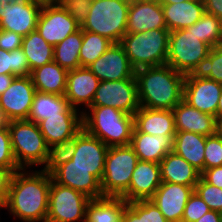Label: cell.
<instances>
[{"mask_svg": "<svg viewBox=\"0 0 222 222\" xmlns=\"http://www.w3.org/2000/svg\"><path fill=\"white\" fill-rule=\"evenodd\" d=\"M51 179L43 169L14 172L4 209L18 221L46 222Z\"/></svg>", "mask_w": 222, "mask_h": 222, "instance_id": "1", "label": "cell"}, {"mask_svg": "<svg viewBox=\"0 0 222 222\" xmlns=\"http://www.w3.org/2000/svg\"><path fill=\"white\" fill-rule=\"evenodd\" d=\"M140 107L172 110L183 99L185 75L168 64L135 70Z\"/></svg>", "mask_w": 222, "mask_h": 222, "instance_id": "2", "label": "cell"}, {"mask_svg": "<svg viewBox=\"0 0 222 222\" xmlns=\"http://www.w3.org/2000/svg\"><path fill=\"white\" fill-rule=\"evenodd\" d=\"M83 129L108 147L130 145L134 116L107 106H90L82 113Z\"/></svg>", "mask_w": 222, "mask_h": 222, "instance_id": "3", "label": "cell"}, {"mask_svg": "<svg viewBox=\"0 0 222 222\" xmlns=\"http://www.w3.org/2000/svg\"><path fill=\"white\" fill-rule=\"evenodd\" d=\"M169 36L168 29L126 33L120 44L123 46L131 66L137 70L166 64Z\"/></svg>", "mask_w": 222, "mask_h": 222, "instance_id": "4", "label": "cell"}, {"mask_svg": "<svg viewBox=\"0 0 222 222\" xmlns=\"http://www.w3.org/2000/svg\"><path fill=\"white\" fill-rule=\"evenodd\" d=\"M8 130L13 155L21 169L46 165L49 146L38 124L28 120H12L8 122Z\"/></svg>", "mask_w": 222, "mask_h": 222, "instance_id": "5", "label": "cell"}, {"mask_svg": "<svg viewBox=\"0 0 222 222\" xmlns=\"http://www.w3.org/2000/svg\"><path fill=\"white\" fill-rule=\"evenodd\" d=\"M129 6L130 0H92L81 29L120 43L126 34Z\"/></svg>", "mask_w": 222, "mask_h": 222, "instance_id": "6", "label": "cell"}, {"mask_svg": "<svg viewBox=\"0 0 222 222\" xmlns=\"http://www.w3.org/2000/svg\"><path fill=\"white\" fill-rule=\"evenodd\" d=\"M138 161L130 145L109 147L101 180L104 197L120 198L128 190Z\"/></svg>", "mask_w": 222, "mask_h": 222, "instance_id": "7", "label": "cell"}, {"mask_svg": "<svg viewBox=\"0 0 222 222\" xmlns=\"http://www.w3.org/2000/svg\"><path fill=\"white\" fill-rule=\"evenodd\" d=\"M211 48L210 45L199 40L193 28L173 30L169 36L166 64L187 75L203 58L209 55Z\"/></svg>", "mask_w": 222, "mask_h": 222, "instance_id": "8", "label": "cell"}, {"mask_svg": "<svg viewBox=\"0 0 222 222\" xmlns=\"http://www.w3.org/2000/svg\"><path fill=\"white\" fill-rule=\"evenodd\" d=\"M92 199L51 179L46 222H86L87 206Z\"/></svg>", "mask_w": 222, "mask_h": 222, "instance_id": "9", "label": "cell"}, {"mask_svg": "<svg viewBox=\"0 0 222 222\" xmlns=\"http://www.w3.org/2000/svg\"><path fill=\"white\" fill-rule=\"evenodd\" d=\"M91 106H107L134 116L140 107L136 79L100 81Z\"/></svg>", "mask_w": 222, "mask_h": 222, "instance_id": "10", "label": "cell"}, {"mask_svg": "<svg viewBox=\"0 0 222 222\" xmlns=\"http://www.w3.org/2000/svg\"><path fill=\"white\" fill-rule=\"evenodd\" d=\"M81 26L56 0H45L38 18L36 30L47 43L56 46Z\"/></svg>", "mask_w": 222, "mask_h": 222, "instance_id": "11", "label": "cell"}, {"mask_svg": "<svg viewBox=\"0 0 222 222\" xmlns=\"http://www.w3.org/2000/svg\"><path fill=\"white\" fill-rule=\"evenodd\" d=\"M108 149L99 138L88 134L82 128L76 134V150L69 160V166L86 168L101 182Z\"/></svg>", "mask_w": 222, "mask_h": 222, "instance_id": "12", "label": "cell"}, {"mask_svg": "<svg viewBox=\"0 0 222 222\" xmlns=\"http://www.w3.org/2000/svg\"><path fill=\"white\" fill-rule=\"evenodd\" d=\"M45 0H32L28 4L0 3V29L27 36L36 30Z\"/></svg>", "mask_w": 222, "mask_h": 222, "instance_id": "13", "label": "cell"}, {"mask_svg": "<svg viewBox=\"0 0 222 222\" xmlns=\"http://www.w3.org/2000/svg\"><path fill=\"white\" fill-rule=\"evenodd\" d=\"M35 92L31 76L14 78L10 87L0 95L2 110L8 121L27 120Z\"/></svg>", "mask_w": 222, "mask_h": 222, "instance_id": "14", "label": "cell"}, {"mask_svg": "<svg viewBox=\"0 0 222 222\" xmlns=\"http://www.w3.org/2000/svg\"><path fill=\"white\" fill-rule=\"evenodd\" d=\"M222 84L208 78L185 77L183 100L200 112L215 116Z\"/></svg>", "mask_w": 222, "mask_h": 222, "instance_id": "15", "label": "cell"}, {"mask_svg": "<svg viewBox=\"0 0 222 222\" xmlns=\"http://www.w3.org/2000/svg\"><path fill=\"white\" fill-rule=\"evenodd\" d=\"M100 81L136 79L123 46L113 43L95 62L88 66Z\"/></svg>", "mask_w": 222, "mask_h": 222, "instance_id": "16", "label": "cell"}, {"mask_svg": "<svg viewBox=\"0 0 222 222\" xmlns=\"http://www.w3.org/2000/svg\"><path fill=\"white\" fill-rule=\"evenodd\" d=\"M194 188L162 182L149 200L159 208L168 222H182L185 205L193 194Z\"/></svg>", "mask_w": 222, "mask_h": 222, "instance_id": "17", "label": "cell"}, {"mask_svg": "<svg viewBox=\"0 0 222 222\" xmlns=\"http://www.w3.org/2000/svg\"><path fill=\"white\" fill-rule=\"evenodd\" d=\"M167 29L159 0H130L126 33Z\"/></svg>", "mask_w": 222, "mask_h": 222, "instance_id": "18", "label": "cell"}, {"mask_svg": "<svg viewBox=\"0 0 222 222\" xmlns=\"http://www.w3.org/2000/svg\"><path fill=\"white\" fill-rule=\"evenodd\" d=\"M99 82L100 80L88 67L69 70L65 97L71 107L80 110L82 105L86 107L81 112L87 111L92 105Z\"/></svg>", "mask_w": 222, "mask_h": 222, "instance_id": "19", "label": "cell"}, {"mask_svg": "<svg viewBox=\"0 0 222 222\" xmlns=\"http://www.w3.org/2000/svg\"><path fill=\"white\" fill-rule=\"evenodd\" d=\"M51 176L56 183L77 190L92 200L104 198L101 182L86 168L69 166L68 161L58 166Z\"/></svg>", "mask_w": 222, "mask_h": 222, "instance_id": "20", "label": "cell"}, {"mask_svg": "<svg viewBox=\"0 0 222 222\" xmlns=\"http://www.w3.org/2000/svg\"><path fill=\"white\" fill-rule=\"evenodd\" d=\"M160 168L157 163L138 161L132 173L128 190L120 197L126 203L149 200L161 185Z\"/></svg>", "mask_w": 222, "mask_h": 222, "instance_id": "21", "label": "cell"}, {"mask_svg": "<svg viewBox=\"0 0 222 222\" xmlns=\"http://www.w3.org/2000/svg\"><path fill=\"white\" fill-rule=\"evenodd\" d=\"M176 131L198 133L212 136L217 133L215 116L200 112L183 99L172 109Z\"/></svg>", "mask_w": 222, "mask_h": 222, "instance_id": "22", "label": "cell"}, {"mask_svg": "<svg viewBox=\"0 0 222 222\" xmlns=\"http://www.w3.org/2000/svg\"><path fill=\"white\" fill-rule=\"evenodd\" d=\"M174 137L141 133L134 127L130 146L140 161L158 164L169 152L173 151Z\"/></svg>", "mask_w": 222, "mask_h": 222, "instance_id": "23", "label": "cell"}, {"mask_svg": "<svg viewBox=\"0 0 222 222\" xmlns=\"http://www.w3.org/2000/svg\"><path fill=\"white\" fill-rule=\"evenodd\" d=\"M134 127L150 135L175 136V121L172 110L139 107L134 114Z\"/></svg>", "mask_w": 222, "mask_h": 222, "instance_id": "24", "label": "cell"}, {"mask_svg": "<svg viewBox=\"0 0 222 222\" xmlns=\"http://www.w3.org/2000/svg\"><path fill=\"white\" fill-rule=\"evenodd\" d=\"M47 145L62 142L75 136L82 128V114H59L49 116L38 124Z\"/></svg>", "mask_w": 222, "mask_h": 222, "instance_id": "25", "label": "cell"}, {"mask_svg": "<svg viewBox=\"0 0 222 222\" xmlns=\"http://www.w3.org/2000/svg\"><path fill=\"white\" fill-rule=\"evenodd\" d=\"M161 6L170 32L190 27L205 13L203 0H188L181 3L161 4Z\"/></svg>", "mask_w": 222, "mask_h": 222, "instance_id": "26", "label": "cell"}, {"mask_svg": "<svg viewBox=\"0 0 222 222\" xmlns=\"http://www.w3.org/2000/svg\"><path fill=\"white\" fill-rule=\"evenodd\" d=\"M158 165L162 182L195 187L201 177L200 171L174 151L169 152Z\"/></svg>", "mask_w": 222, "mask_h": 222, "instance_id": "27", "label": "cell"}, {"mask_svg": "<svg viewBox=\"0 0 222 222\" xmlns=\"http://www.w3.org/2000/svg\"><path fill=\"white\" fill-rule=\"evenodd\" d=\"M79 111L80 110L71 107L65 95L36 91L27 120L39 124L49 116L82 114V112Z\"/></svg>", "mask_w": 222, "mask_h": 222, "instance_id": "28", "label": "cell"}, {"mask_svg": "<svg viewBox=\"0 0 222 222\" xmlns=\"http://www.w3.org/2000/svg\"><path fill=\"white\" fill-rule=\"evenodd\" d=\"M206 137L198 133L176 131L173 151L202 172L204 170Z\"/></svg>", "mask_w": 222, "mask_h": 222, "instance_id": "29", "label": "cell"}, {"mask_svg": "<svg viewBox=\"0 0 222 222\" xmlns=\"http://www.w3.org/2000/svg\"><path fill=\"white\" fill-rule=\"evenodd\" d=\"M68 71L52 61L31 72L36 91L65 95Z\"/></svg>", "mask_w": 222, "mask_h": 222, "instance_id": "30", "label": "cell"}, {"mask_svg": "<svg viewBox=\"0 0 222 222\" xmlns=\"http://www.w3.org/2000/svg\"><path fill=\"white\" fill-rule=\"evenodd\" d=\"M21 49L28 59L30 72L53 61L54 47L37 30L23 37Z\"/></svg>", "mask_w": 222, "mask_h": 222, "instance_id": "31", "label": "cell"}, {"mask_svg": "<svg viewBox=\"0 0 222 222\" xmlns=\"http://www.w3.org/2000/svg\"><path fill=\"white\" fill-rule=\"evenodd\" d=\"M126 204L122 198L93 199L87 206L86 222H121Z\"/></svg>", "mask_w": 222, "mask_h": 222, "instance_id": "32", "label": "cell"}, {"mask_svg": "<svg viewBox=\"0 0 222 222\" xmlns=\"http://www.w3.org/2000/svg\"><path fill=\"white\" fill-rule=\"evenodd\" d=\"M83 30L67 36L62 42L54 46L53 61L67 71L80 67L79 53L82 46Z\"/></svg>", "mask_w": 222, "mask_h": 222, "instance_id": "33", "label": "cell"}, {"mask_svg": "<svg viewBox=\"0 0 222 222\" xmlns=\"http://www.w3.org/2000/svg\"><path fill=\"white\" fill-rule=\"evenodd\" d=\"M113 44L112 41L97 33L83 30L82 46L80 48V67H88L105 53Z\"/></svg>", "mask_w": 222, "mask_h": 222, "instance_id": "34", "label": "cell"}, {"mask_svg": "<svg viewBox=\"0 0 222 222\" xmlns=\"http://www.w3.org/2000/svg\"><path fill=\"white\" fill-rule=\"evenodd\" d=\"M185 77L208 78L222 84V44L211 48L209 55Z\"/></svg>", "mask_w": 222, "mask_h": 222, "instance_id": "35", "label": "cell"}, {"mask_svg": "<svg viewBox=\"0 0 222 222\" xmlns=\"http://www.w3.org/2000/svg\"><path fill=\"white\" fill-rule=\"evenodd\" d=\"M188 28H193L199 40L212 48L222 44V19L214 15L205 12L195 24Z\"/></svg>", "mask_w": 222, "mask_h": 222, "instance_id": "36", "label": "cell"}, {"mask_svg": "<svg viewBox=\"0 0 222 222\" xmlns=\"http://www.w3.org/2000/svg\"><path fill=\"white\" fill-rule=\"evenodd\" d=\"M0 74L30 76V67L22 49L8 52L0 49Z\"/></svg>", "mask_w": 222, "mask_h": 222, "instance_id": "37", "label": "cell"}, {"mask_svg": "<svg viewBox=\"0 0 222 222\" xmlns=\"http://www.w3.org/2000/svg\"><path fill=\"white\" fill-rule=\"evenodd\" d=\"M76 150V135L49 147L48 161L42 169L51 174L58 166L72 159Z\"/></svg>", "mask_w": 222, "mask_h": 222, "instance_id": "38", "label": "cell"}, {"mask_svg": "<svg viewBox=\"0 0 222 222\" xmlns=\"http://www.w3.org/2000/svg\"><path fill=\"white\" fill-rule=\"evenodd\" d=\"M194 191L204 200L208 207L222 213V188L207 183L200 177Z\"/></svg>", "mask_w": 222, "mask_h": 222, "instance_id": "39", "label": "cell"}, {"mask_svg": "<svg viewBox=\"0 0 222 222\" xmlns=\"http://www.w3.org/2000/svg\"><path fill=\"white\" fill-rule=\"evenodd\" d=\"M222 166V136L217 132L206 137L204 152V170Z\"/></svg>", "mask_w": 222, "mask_h": 222, "instance_id": "40", "label": "cell"}, {"mask_svg": "<svg viewBox=\"0 0 222 222\" xmlns=\"http://www.w3.org/2000/svg\"><path fill=\"white\" fill-rule=\"evenodd\" d=\"M0 168L21 169L14 158L7 125H0Z\"/></svg>", "mask_w": 222, "mask_h": 222, "instance_id": "41", "label": "cell"}, {"mask_svg": "<svg viewBox=\"0 0 222 222\" xmlns=\"http://www.w3.org/2000/svg\"><path fill=\"white\" fill-rule=\"evenodd\" d=\"M82 26L88 16L92 0H56Z\"/></svg>", "mask_w": 222, "mask_h": 222, "instance_id": "42", "label": "cell"}, {"mask_svg": "<svg viewBox=\"0 0 222 222\" xmlns=\"http://www.w3.org/2000/svg\"><path fill=\"white\" fill-rule=\"evenodd\" d=\"M210 210L204 200L194 191L185 205L182 222H196Z\"/></svg>", "mask_w": 222, "mask_h": 222, "instance_id": "43", "label": "cell"}, {"mask_svg": "<svg viewBox=\"0 0 222 222\" xmlns=\"http://www.w3.org/2000/svg\"><path fill=\"white\" fill-rule=\"evenodd\" d=\"M23 36L12 31L0 29V49L11 52L21 48Z\"/></svg>", "mask_w": 222, "mask_h": 222, "instance_id": "44", "label": "cell"}, {"mask_svg": "<svg viewBox=\"0 0 222 222\" xmlns=\"http://www.w3.org/2000/svg\"><path fill=\"white\" fill-rule=\"evenodd\" d=\"M142 222H168L159 208L150 200H142Z\"/></svg>", "mask_w": 222, "mask_h": 222, "instance_id": "45", "label": "cell"}, {"mask_svg": "<svg viewBox=\"0 0 222 222\" xmlns=\"http://www.w3.org/2000/svg\"><path fill=\"white\" fill-rule=\"evenodd\" d=\"M121 222H142V200L131 201L124 206Z\"/></svg>", "mask_w": 222, "mask_h": 222, "instance_id": "46", "label": "cell"}, {"mask_svg": "<svg viewBox=\"0 0 222 222\" xmlns=\"http://www.w3.org/2000/svg\"><path fill=\"white\" fill-rule=\"evenodd\" d=\"M19 170L21 169L0 168V209L6 205L12 176L14 172Z\"/></svg>", "mask_w": 222, "mask_h": 222, "instance_id": "47", "label": "cell"}, {"mask_svg": "<svg viewBox=\"0 0 222 222\" xmlns=\"http://www.w3.org/2000/svg\"><path fill=\"white\" fill-rule=\"evenodd\" d=\"M201 177L211 185L222 188V166L205 169L201 172Z\"/></svg>", "mask_w": 222, "mask_h": 222, "instance_id": "48", "label": "cell"}, {"mask_svg": "<svg viewBox=\"0 0 222 222\" xmlns=\"http://www.w3.org/2000/svg\"><path fill=\"white\" fill-rule=\"evenodd\" d=\"M205 12L222 19V0H203Z\"/></svg>", "mask_w": 222, "mask_h": 222, "instance_id": "49", "label": "cell"}, {"mask_svg": "<svg viewBox=\"0 0 222 222\" xmlns=\"http://www.w3.org/2000/svg\"><path fill=\"white\" fill-rule=\"evenodd\" d=\"M196 222H222V213L210 210Z\"/></svg>", "mask_w": 222, "mask_h": 222, "instance_id": "50", "label": "cell"}, {"mask_svg": "<svg viewBox=\"0 0 222 222\" xmlns=\"http://www.w3.org/2000/svg\"><path fill=\"white\" fill-rule=\"evenodd\" d=\"M15 77L14 75L0 74V95L10 87Z\"/></svg>", "mask_w": 222, "mask_h": 222, "instance_id": "51", "label": "cell"}, {"mask_svg": "<svg viewBox=\"0 0 222 222\" xmlns=\"http://www.w3.org/2000/svg\"><path fill=\"white\" fill-rule=\"evenodd\" d=\"M222 118V90L219 97L218 108H217V121Z\"/></svg>", "mask_w": 222, "mask_h": 222, "instance_id": "52", "label": "cell"}, {"mask_svg": "<svg viewBox=\"0 0 222 222\" xmlns=\"http://www.w3.org/2000/svg\"><path fill=\"white\" fill-rule=\"evenodd\" d=\"M32 0H0V3H18V4H28Z\"/></svg>", "mask_w": 222, "mask_h": 222, "instance_id": "53", "label": "cell"}, {"mask_svg": "<svg viewBox=\"0 0 222 222\" xmlns=\"http://www.w3.org/2000/svg\"><path fill=\"white\" fill-rule=\"evenodd\" d=\"M8 122L9 121L7 120V118L5 117V115L3 113L2 106H1V103H0V125H7Z\"/></svg>", "mask_w": 222, "mask_h": 222, "instance_id": "54", "label": "cell"}, {"mask_svg": "<svg viewBox=\"0 0 222 222\" xmlns=\"http://www.w3.org/2000/svg\"><path fill=\"white\" fill-rule=\"evenodd\" d=\"M188 0H159L161 4H174V3H181Z\"/></svg>", "mask_w": 222, "mask_h": 222, "instance_id": "55", "label": "cell"}, {"mask_svg": "<svg viewBox=\"0 0 222 222\" xmlns=\"http://www.w3.org/2000/svg\"><path fill=\"white\" fill-rule=\"evenodd\" d=\"M217 132L222 136V118L218 120L217 123Z\"/></svg>", "mask_w": 222, "mask_h": 222, "instance_id": "56", "label": "cell"}]
</instances>
